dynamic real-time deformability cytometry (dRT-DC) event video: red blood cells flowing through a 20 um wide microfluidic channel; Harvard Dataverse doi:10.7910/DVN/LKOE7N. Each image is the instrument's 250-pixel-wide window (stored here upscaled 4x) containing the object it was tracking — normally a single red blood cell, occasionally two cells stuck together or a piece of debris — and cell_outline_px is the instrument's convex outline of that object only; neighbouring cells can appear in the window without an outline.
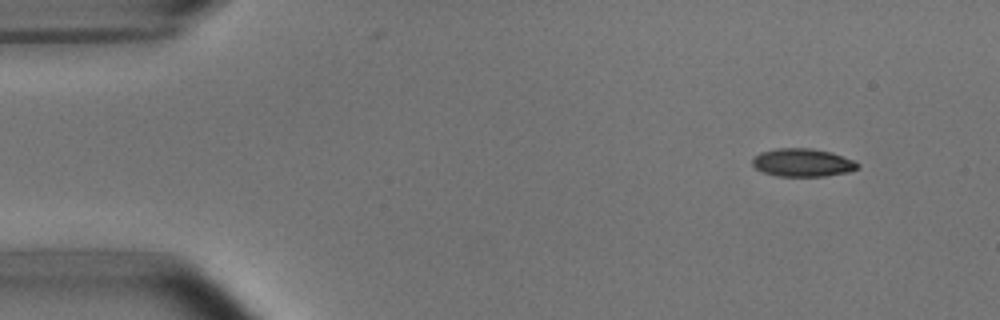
{"species": "common noctule bat (a hibernating species)", "species_latin": "Nyctalus noctula", "temperature_condition": "room temperature", "stored_images_in_passage": 5, "camera_frame_rate_fps": 3000, "um_per_image_px": 0.085, "animal": {"sex": "male", "body_mass_g": 15.6}, "frame": {"image": 1, "passage_image": 1, "time_ms": 0.0, "image_size_px": [1000, 320], "cell_outline_px": [[860, 168], [848, 172], [824, 176], [776, 176], [764, 172], [756, 168], [752, 164], [752, 160], [760, 152], [780, 148], [808, 148], [832, 152], [852, 160], [860, 164]], "centroid_in_image_um": [68.24, 13.82], "position_along_channel_um": 16.8, "area_um2": 17.11}}
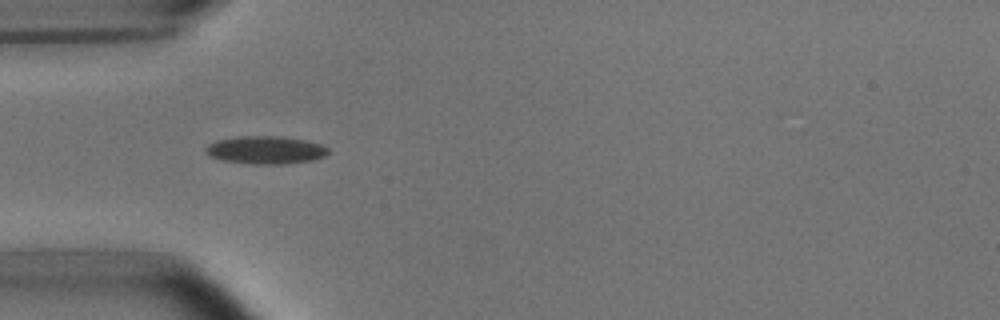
{"frame": {"image": 2, "passage_image": 4, "time_ms": 3.667, "image_size_px": [1000, 320], "cell_outline_px": [[328, 152], [324, 156], [312, 160], [284, 164], [252, 164], [224, 160], [208, 156], [204, 152], [204, 148], [208, 144], [216, 140], [236, 136], [276, 136], [304, 140], [320, 144], [328, 148]], "centroid_in_image_um": [22.51, 12.75], "position_along_channel_um": 62.5, "area_um2": 19.88}}